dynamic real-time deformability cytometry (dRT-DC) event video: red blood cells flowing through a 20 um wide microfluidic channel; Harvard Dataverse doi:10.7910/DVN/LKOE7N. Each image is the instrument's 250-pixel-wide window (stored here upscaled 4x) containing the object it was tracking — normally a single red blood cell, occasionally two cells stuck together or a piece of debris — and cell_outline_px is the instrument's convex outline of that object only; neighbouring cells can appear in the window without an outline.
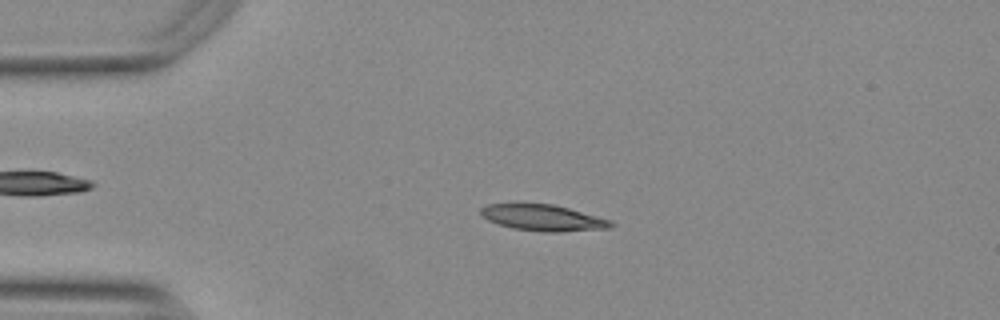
{"species": "Egyptian fruit bat (a non-hibernating species)", "species_latin": "Rousettus aegyptiacus", "temperature_condition": "warm", "stored_images_in_passage": 54, "camera_frame_rate_fps": 3000, "um_per_image_px": 0.085, "animal": {"sex": "female"}, "frame": {"image": 1, "passage_image": 12, "time_ms": 3.667, "image_size_px": [1000, 320], "cell_outline_px": [[616, 224], [608, 228], [560, 232], [544, 232], [512, 228], [488, 220], [480, 212], [480, 208], [488, 204], [552, 204], [568, 208], [612, 220]], "centroid_in_image_um": [46.19, 18.51], "position_along_channel_um": 38.8, "area_um2": 19.65}}
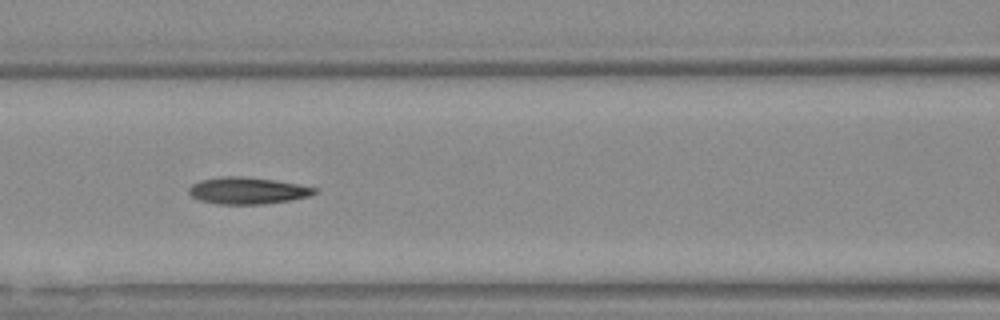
{"frame": {"image": 2, "passage_image": 23, "time_ms": 7.333, "image_size_px": [1000, 320], "cell_outline_px": [[320, 192], [308, 196], [292, 200], [264, 204], [216, 204], [196, 200], [188, 192], [188, 188], [192, 184], [200, 180], [224, 176], [244, 176], [272, 180], [320, 188]], "centroid_in_image_um": [21.04, 16.21], "position_along_channel_um": 145.6, "area_um2": 19.83}}
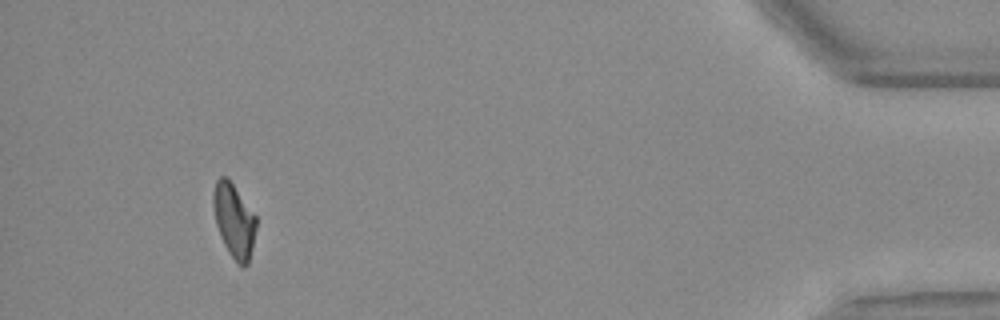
{"frame": {"image": 3, "passage_image": 50, "time_ms": 16.333, "image_size_px": [1000, 320], "cell_outline_px": [[256, 228], [252, 248], [248, 264], [244, 268], [236, 264], [228, 252], [224, 244], [216, 224], [212, 204], [212, 196], [216, 180], [220, 176], [228, 176], [256, 216]], "centroid_in_image_um": [19.88, 18.74], "position_along_channel_um": 415.3, "area_um2": 18.73}, "authors_computed_cell_mechanics": {"area_um2": 19.3341, "velocity_mm_per_s": 3.7595, "shape_relaxation_time_tau1_ms": null, "shape_relaxation_time_tau2_ms": 8.0935, "deformation_change_tau1": null, "deformation_change_tau2": 0.1696}}